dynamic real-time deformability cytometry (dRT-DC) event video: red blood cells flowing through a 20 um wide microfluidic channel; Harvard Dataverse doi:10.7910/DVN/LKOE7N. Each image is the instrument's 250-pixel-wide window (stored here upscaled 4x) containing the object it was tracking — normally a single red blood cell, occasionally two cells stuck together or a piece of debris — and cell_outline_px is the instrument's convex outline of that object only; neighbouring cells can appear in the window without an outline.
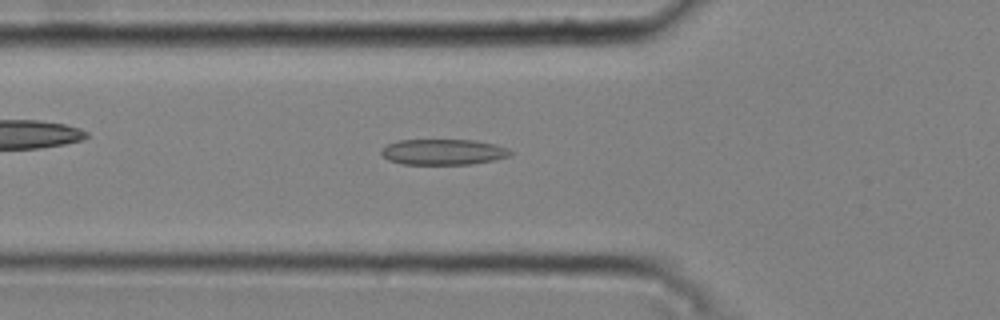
{"species": "common noctule bat (a hibernating species)", "species_latin": "Nyctalus noctula", "temperature_condition": "cold", "stored_images_in_passage": 50, "camera_frame_rate_fps": 3000, "um_per_image_px": 0.085, "animal": {"sex": "male", "body_mass_g": 20.4}, "frame": {"image": 1, "passage_image": 17, "time_ms": 5.333, "image_size_px": [1000, 320], "cell_outline_px": [[512, 156], [472, 164], [400, 164], [388, 160], [380, 152], [380, 148], [388, 144], [400, 140], [476, 140], [496, 144], [508, 148], [512, 152]], "centroid_in_image_um": [37.68, 12.91], "position_along_channel_um": 88.1, "area_um2": 19.48}}
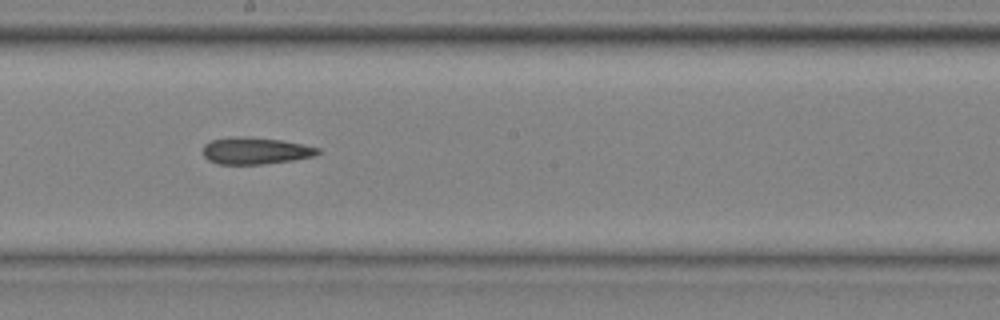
{"frame": {"image": 2, "passage_image": 28, "time_ms": 9.0, "image_size_px": [1000, 320], "cell_outline_px": [[324, 152], [312, 156], [292, 160], [264, 164], [220, 164], [208, 160], [204, 156], [204, 144], [208, 140], [228, 136], [248, 136], [280, 140], [304, 144], [320, 148]], "centroid_in_image_um": [21.71, 12.79], "position_along_channel_um": 226.5, "area_um2": 18.26}}
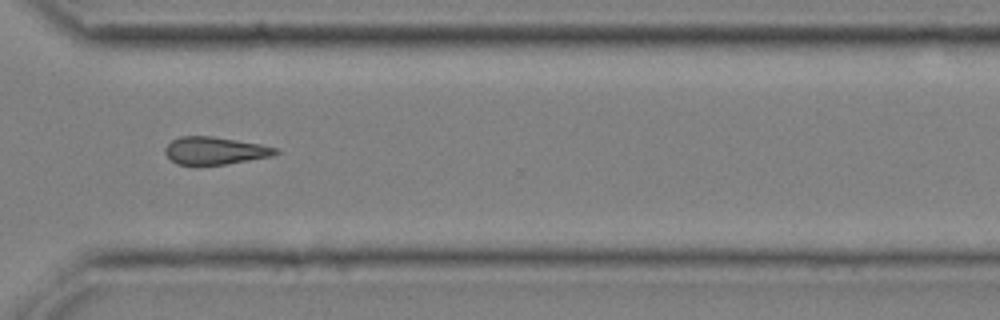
{"frame": {"image": 3, "passage_image": 38, "time_ms": 12.333, "image_size_px": [1000, 320], "cell_outline_px": [[280, 152], [272, 156], [224, 164], [176, 164], [164, 152], [164, 148], [172, 140], [180, 136], [212, 136], [260, 144], [280, 148]], "centroid_in_image_um": [18.29, 12.79], "position_along_channel_um": 352.3, "area_um2": 17.57}, "authors_computed_cell_mechanics": {"area_um2": 18.3515, "velocity_mm_per_s": 3.7611, "shape_relaxation_time_tau1_ms": 7.9483, "shape_relaxation_time_tau2_ms": 9.5143, "deformation_change_tau1": 0.1288, "deformation_change_tau2": 0.2467}}